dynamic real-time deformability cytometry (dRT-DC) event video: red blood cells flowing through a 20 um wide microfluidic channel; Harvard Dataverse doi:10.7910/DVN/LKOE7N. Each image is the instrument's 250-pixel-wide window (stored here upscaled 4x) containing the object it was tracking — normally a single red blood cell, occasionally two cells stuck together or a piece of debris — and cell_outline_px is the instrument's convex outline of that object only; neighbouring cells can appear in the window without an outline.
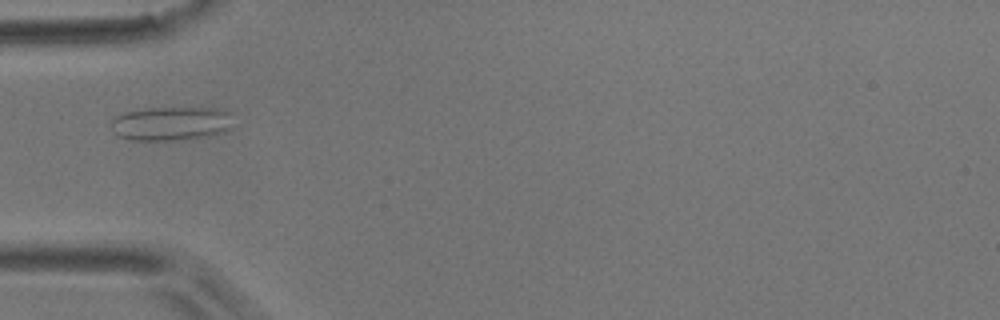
{"species": "common noctule bat (a hibernating species)", "species_latin": "Nyctalus noctula", "temperature_condition": "room temperature", "stored_images_in_passage": 3, "camera_frame_rate_fps": 3000, "um_per_image_px": 0.085, "animal": {"sex": "male", "body_mass_g": 17.9}, "frame": {"image": 1, "passage_image": 1, "time_ms": 0.0, "image_size_px": [1000, 320], "cell_outline_px": [[232, 128], [224, 132], [208, 136], [172, 140], [132, 140], [116, 136], [112, 132], [112, 120], [116, 116], [124, 112], [148, 108], [224, 108], [232, 112]], "centroid_in_image_um": [14.58, 10.49], "position_along_channel_um": 70.4, "area_um2": 24.45}}
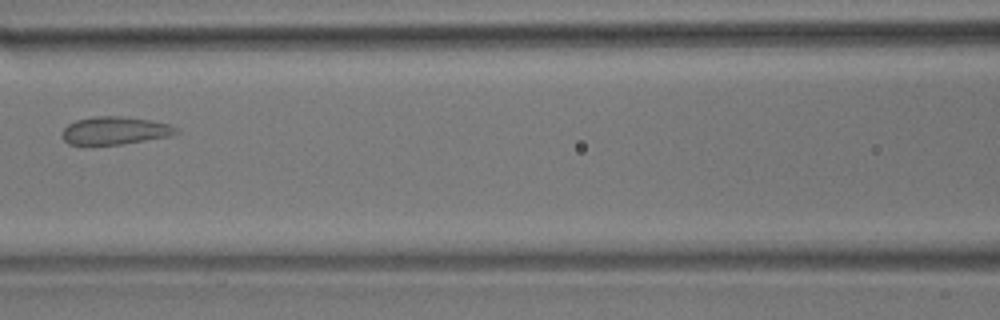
{"frame": {"image": 2, "passage_image": 3, "time_ms": 2.333, "image_size_px": [1000, 320], "cell_outline_px": [[180, 132], [168, 136], [120, 144], [68, 144], [60, 136], [60, 132], [68, 124], [76, 120], [92, 116], [120, 116], [148, 120], [168, 124], [180, 128]], "centroid_in_image_um": [9.73, 11.09], "position_along_channel_um": 156.9, "area_um2": 18.38}}